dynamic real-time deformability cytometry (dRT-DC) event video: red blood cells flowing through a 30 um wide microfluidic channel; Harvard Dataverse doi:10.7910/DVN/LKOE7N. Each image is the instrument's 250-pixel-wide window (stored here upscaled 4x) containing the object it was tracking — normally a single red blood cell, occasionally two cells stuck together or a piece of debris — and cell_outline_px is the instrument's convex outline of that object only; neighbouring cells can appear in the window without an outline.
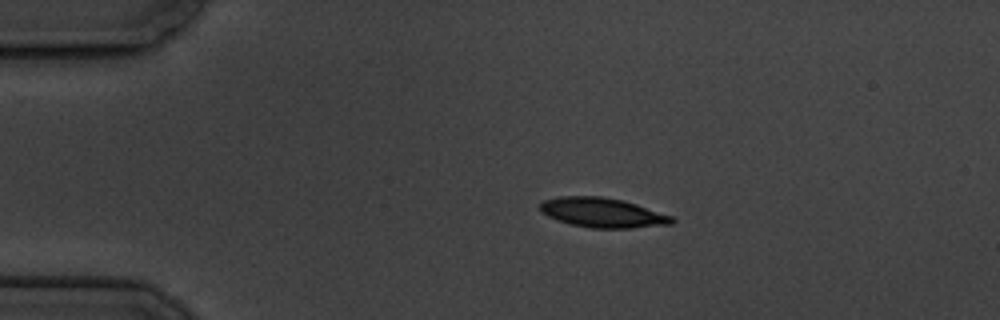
{"species": "common noctule bat (a hibernating species)", "species_latin": "Nyctalus noctula", "temperature_condition": "cold", "stored_images_in_passage": 10, "camera_frame_rate_fps": 3000, "um_per_image_px": 0.085, "animal": {"sex": "male", "body_mass_g": 19.5, "forearm_length_mm": 54.6}, "frame": {"image": 1, "passage_image": 2, "time_ms": 2.0, "image_size_px": [1000, 320], "cell_outline_px": [[676, 220], [672, 224], [628, 228], [592, 228], [572, 224], [556, 220], [540, 212], [540, 204], [544, 200], [560, 196], [600, 196], [624, 200], [672, 216]], "centroid_in_image_um": [51.2, 18.07], "position_along_channel_um": 33.8, "area_um2": 22.72}}
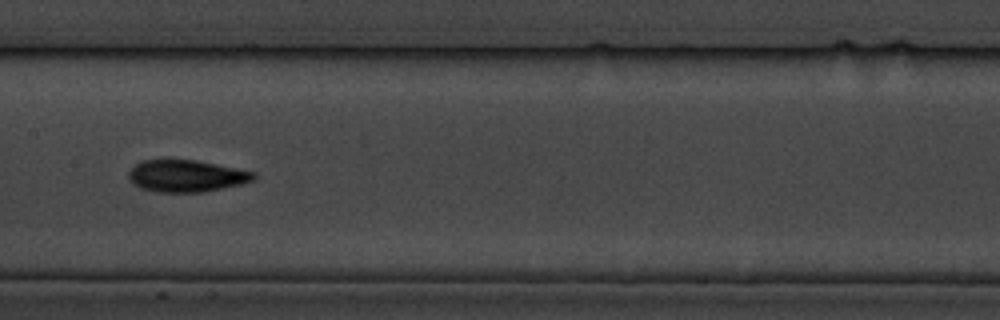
{"frame": {"image": 2, "passage_image": 7, "time_ms": 8.0, "image_size_px": [1000, 320], "cell_outline_px": [[256, 180], [240, 184], [204, 192], [156, 192], [140, 188], [132, 184], [128, 180], [128, 172], [136, 164], [144, 160], [196, 160], [256, 172]], "centroid_in_image_um": [15.83, 14.96], "position_along_channel_um": 191.6, "area_um2": 23.35}}
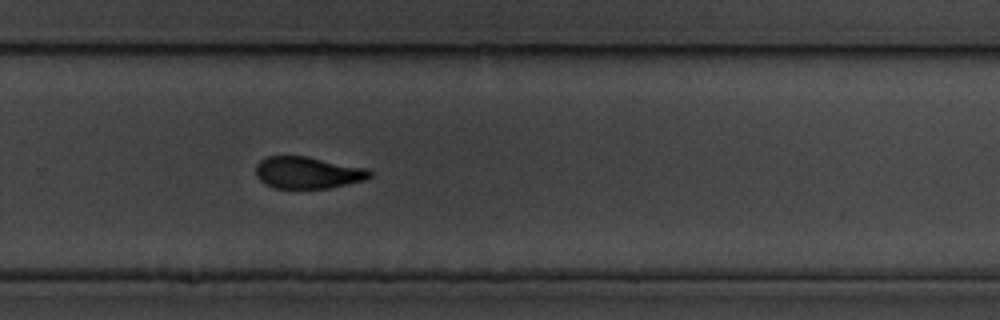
{"frame": {"image": 3, "passage_image": 10, "time_ms": 11.333, "image_size_px": [1000, 320], "cell_outline_px": [[372, 176], [364, 180], [328, 188], [272, 188], [264, 184], [256, 176], [256, 164], [260, 160], [268, 156], [308, 156], [368, 168], [372, 172]], "centroid_in_image_um": [26.15, 14.67], "position_along_channel_um": 303.7, "area_um2": 21.33}}